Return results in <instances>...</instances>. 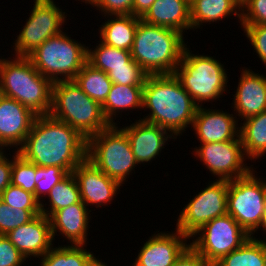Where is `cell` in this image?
Segmentation results:
<instances>
[{
    "instance_id": "44dd1931",
    "label": "cell",
    "mask_w": 266,
    "mask_h": 266,
    "mask_svg": "<svg viewBox=\"0 0 266 266\" xmlns=\"http://www.w3.org/2000/svg\"><path fill=\"white\" fill-rule=\"evenodd\" d=\"M90 212L82 201L55 211L49 217L53 240L59 232L71 245H86Z\"/></svg>"
},
{
    "instance_id": "9c48e42d",
    "label": "cell",
    "mask_w": 266,
    "mask_h": 266,
    "mask_svg": "<svg viewBox=\"0 0 266 266\" xmlns=\"http://www.w3.org/2000/svg\"><path fill=\"white\" fill-rule=\"evenodd\" d=\"M248 175L229 181L227 213L250 235H255L266 207V180Z\"/></svg>"
},
{
    "instance_id": "ab89813d",
    "label": "cell",
    "mask_w": 266,
    "mask_h": 266,
    "mask_svg": "<svg viewBox=\"0 0 266 266\" xmlns=\"http://www.w3.org/2000/svg\"><path fill=\"white\" fill-rule=\"evenodd\" d=\"M26 260L6 235H0V266H22Z\"/></svg>"
},
{
    "instance_id": "7c38bea8",
    "label": "cell",
    "mask_w": 266,
    "mask_h": 266,
    "mask_svg": "<svg viewBox=\"0 0 266 266\" xmlns=\"http://www.w3.org/2000/svg\"><path fill=\"white\" fill-rule=\"evenodd\" d=\"M31 15L14 41V54L27 56L44 41L63 31L67 20L63 10L53 0H34Z\"/></svg>"
},
{
    "instance_id": "277c9868",
    "label": "cell",
    "mask_w": 266,
    "mask_h": 266,
    "mask_svg": "<svg viewBox=\"0 0 266 266\" xmlns=\"http://www.w3.org/2000/svg\"><path fill=\"white\" fill-rule=\"evenodd\" d=\"M0 58L1 94L17 100L37 115L51 109L53 82L40 74L27 56Z\"/></svg>"
},
{
    "instance_id": "ee69618b",
    "label": "cell",
    "mask_w": 266,
    "mask_h": 266,
    "mask_svg": "<svg viewBox=\"0 0 266 266\" xmlns=\"http://www.w3.org/2000/svg\"><path fill=\"white\" fill-rule=\"evenodd\" d=\"M259 228L261 229V228H263L262 230L263 231H265V233H266V207H265V210H264V212H263V215H262V219H261V222H260V224H259V226H258V230H259ZM252 239H254V240H257V241H259V242H263V243H265L266 244V238L264 237V239L262 240V239H259V238H255V236H250ZM259 239V240H258Z\"/></svg>"
},
{
    "instance_id": "cb8c5ba5",
    "label": "cell",
    "mask_w": 266,
    "mask_h": 266,
    "mask_svg": "<svg viewBox=\"0 0 266 266\" xmlns=\"http://www.w3.org/2000/svg\"><path fill=\"white\" fill-rule=\"evenodd\" d=\"M142 101L143 86L113 83L105 102L102 104V110L110 124H117L114 118L118 117L120 112L122 114L123 110L141 109Z\"/></svg>"
},
{
    "instance_id": "8d00e7d4",
    "label": "cell",
    "mask_w": 266,
    "mask_h": 266,
    "mask_svg": "<svg viewBox=\"0 0 266 266\" xmlns=\"http://www.w3.org/2000/svg\"><path fill=\"white\" fill-rule=\"evenodd\" d=\"M86 4L95 6L105 16L133 14L134 0H81Z\"/></svg>"
},
{
    "instance_id": "603a6c76",
    "label": "cell",
    "mask_w": 266,
    "mask_h": 266,
    "mask_svg": "<svg viewBox=\"0 0 266 266\" xmlns=\"http://www.w3.org/2000/svg\"><path fill=\"white\" fill-rule=\"evenodd\" d=\"M115 16V17H114ZM107 21L99 27L101 42L109 46L130 51L139 17L131 15H107Z\"/></svg>"
},
{
    "instance_id": "5bb4252c",
    "label": "cell",
    "mask_w": 266,
    "mask_h": 266,
    "mask_svg": "<svg viewBox=\"0 0 266 266\" xmlns=\"http://www.w3.org/2000/svg\"><path fill=\"white\" fill-rule=\"evenodd\" d=\"M72 173L78 183L81 201L86 206L95 205L96 208H99L108 205L118 194L117 191H120V186H123L108 177L87 158Z\"/></svg>"
},
{
    "instance_id": "7402d4cb",
    "label": "cell",
    "mask_w": 266,
    "mask_h": 266,
    "mask_svg": "<svg viewBox=\"0 0 266 266\" xmlns=\"http://www.w3.org/2000/svg\"><path fill=\"white\" fill-rule=\"evenodd\" d=\"M140 19L181 33L192 30L190 4L185 0H156Z\"/></svg>"
},
{
    "instance_id": "5b68a950",
    "label": "cell",
    "mask_w": 266,
    "mask_h": 266,
    "mask_svg": "<svg viewBox=\"0 0 266 266\" xmlns=\"http://www.w3.org/2000/svg\"><path fill=\"white\" fill-rule=\"evenodd\" d=\"M49 115L69 124L87 140L111 125L102 105L86 95L74 80L53 82Z\"/></svg>"
},
{
    "instance_id": "d590c367",
    "label": "cell",
    "mask_w": 266,
    "mask_h": 266,
    "mask_svg": "<svg viewBox=\"0 0 266 266\" xmlns=\"http://www.w3.org/2000/svg\"><path fill=\"white\" fill-rule=\"evenodd\" d=\"M0 200L10 205L12 208L41 210L40 202L36 199L34 194L12 184L0 194Z\"/></svg>"
},
{
    "instance_id": "74e56055",
    "label": "cell",
    "mask_w": 266,
    "mask_h": 266,
    "mask_svg": "<svg viewBox=\"0 0 266 266\" xmlns=\"http://www.w3.org/2000/svg\"><path fill=\"white\" fill-rule=\"evenodd\" d=\"M240 25L266 24V0H248L241 8Z\"/></svg>"
},
{
    "instance_id": "4316f807",
    "label": "cell",
    "mask_w": 266,
    "mask_h": 266,
    "mask_svg": "<svg viewBox=\"0 0 266 266\" xmlns=\"http://www.w3.org/2000/svg\"><path fill=\"white\" fill-rule=\"evenodd\" d=\"M86 245H64L46 252L40 259L41 266H97L101 260L84 249Z\"/></svg>"
},
{
    "instance_id": "d4e9b609",
    "label": "cell",
    "mask_w": 266,
    "mask_h": 266,
    "mask_svg": "<svg viewBox=\"0 0 266 266\" xmlns=\"http://www.w3.org/2000/svg\"><path fill=\"white\" fill-rule=\"evenodd\" d=\"M191 28H200L203 23L219 22L229 16L241 20V8L234 0H194L190 4Z\"/></svg>"
},
{
    "instance_id": "4fadbf2b",
    "label": "cell",
    "mask_w": 266,
    "mask_h": 266,
    "mask_svg": "<svg viewBox=\"0 0 266 266\" xmlns=\"http://www.w3.org/2000/svg\"><path fill=\"white\" fill-rule=\"evenodd\" d=\"M192 154H195L218 180L231 181L244 177L253 170V167L244 163L247 157L240 135L235 140L200 144L194 148Z\"/></svg>"
},
{
    "instance_id": "7a4b0ae2",
    "label": "cell",
    "mask_w": 266,
    "mask_h": 266,
    "mask_svg": "<svg viewBox=\"0 0 266 266\" xmlns=\"http://www.w3.org/2000/svg\"><path fill=\"white\" fill-rule=\"evenodd\" d=\"M198 107L175 74L149 75L143 86L142 109L150 113L140 119L177 138L193 124Z\"/></svg>"
},
{
    "instance_id": "ac0fdd59",
    "label": "cell",
    "mask_w": 266,
    "mask_h": 266,
    "mask_svg": "<svg viewBox=\"0 0 266 266\" xmlns=\"http://www.w3.org/2000/svg\"><path fill=\"white\" fill-rule=\"evenodd\" d=\"M6 236L27 259L32 256L40 259L53 247L54 242L50 219L42 213Z\"/></svg>"
},
{
    "instance_id": "836d02e7",
    "label": "cell",
    "mask_w": 266,
    "mask_h": 266,
    "mask_svg": "<svg viewBox=\"0 0 266 266\" xmlns=\"http://www.w3.org/2000/svg\"><path fill=\"white\" fill-rule=\"evenodd\" d=\"M68 173L58 166L39 167L36 165L35 176V197L41 203L44 197H47L50 190L62 181ZM42 199V200H41Z\"/></svg>"
},
{
    "instance_id": "e575fe53",
    "label": "cell",
    "mask_w": 266,
    "mask_h": 266,
    "mask_svg": "<svg viewBox=\"0 0 266 266\" xmlns=\"http://www.w3.org/2000/svg\"><path fill=\"white\" fill-rule=\"evenodd\" d=\"M107 75L112 83L129 86H144L149 76L134 60L127 67L113 68Z\"/></svg>"
},
{
    "instance_id": "d6986e66",
    "label": "cell",
    "mask_w": 266,
    "mask_h": 266,
    "mask_svg": "<svg viewBox=\"0 0 266 266\" xmlns=\"http://www.w3.org/2000/svg\"><path fill=\"white\" fill-rule=\"evenodd\" d=\"M130 142L132 152L138 164L154 160L162 151L168 139H176L166 129L137 120L129 126L122 127Z\"/></svg>"
},
{
    "instance_id": "6da1fadb",
    "label": "cell",
    "mask_w": 266,
    "mask_h": 266,
    "mask_svg": "<svg viewBox=\"0 0 266 266\" xmlns=\"http://www.w3.org/2000/svg\"><path fill=\"white\" fill-rule=\"evenodd\" d=\"M17 151L39 167L58 166L69 174L87 158V139L49 114L38 115Z\"/></svg>"
},
{
    "instance_id": "e0dca14e",
    "label": "cell",
    "mask_w": 266,
    "mask_h": 266,
    "mask_svg": "<svg viewBox=\"0 0 266 266\" xmlns=\"http://www.w3.org/2000/svg\"><path fill=\"white\" fill-rule=\"evenodd\" d=\"M228 112L199 106L192 128L201 144L235 140L239 136L238 118Z\"/></svg>"
},
{
    "instance_id": "ba28073f",
    "label": "cell",
    "mask_w": 266,
    "mask_h": 266,
    "mask_svg": "<svg viewBox=\"0 0 266 266\" xmlns=\"http://www.w3.org/2000/svg\"><path fill=\"white\" fill-rule=\"evenodd\" d=\"M117 125L111 124L87 140V159L122 185L138 163L126 132Z\"/></svg>"
},
{
    "instance_id": "83f0119b",
    "label": "cell",
    "mask_w": 266,
    "mask_h": 266,
    "mask_svg": "<svg viewBox=\"0 0 266 266\" xmlns=\"http://www.w3.org/2000/svg\"><path fill=\"white\" fill-rule=\"evenodd\" d=\"M73 80L86 95L101 105L105 102L113 84L107 73L94 68L88 62Z\"/></svg>"
},
{
    "instance_id": "4dcf8cb0",
    "label": "cell",
    "mask_w": 266,
    "mask_h": 266,
    "mask_svg": "<svg viewBox=\"0 0 266 266\" xmlns=\"http://www.w3.org/2000/svg\"><path fill=\"white\" fill-rule=\"evenodd\" d=\"M213 266H266V244L250 237Z\"/></svg>"
},
{
    "instance_id": "8992f818",
    "label": "cell",
    "mask_w": 266,
    "mask_h": 266,
    "mask_svg": "<svg viewBox=\"0 0 266 266\" xmlns=\"http://www.w3.org/2000/svg\"><path fill=\"white\" fill-rule=\"evenodd\" d=\"M174 74L198 106L219 100L228 88L224 65L212 56L192 54L187 46Z\"/></svg>"
},
{
    "instance_id": "f35d334b",
    "label": "cell",
    "mask_w": 266,
    "mask_h": 266,
    "mask_svg": "<svg viewBox=\"0 0 266 266\" xmlns=\"http://www.w3.org/2000/svg\"><path fill=\"white\" fill-rule=\"evenodd\" d=\"M245 36L250 41L255 52L266 67V24L260 25H241Z\"/></svg>"
},
{
    "instance_id": "3957f363",
    "label": "cell",
    "mask_w": 266,
    "mask_h": 266,
    "mask_svg": "<svg viewBox=\"0 0 266 266\" xmlns=\"http://www.w3.org/2000/svg\"><path fill=\"white\" fill-rule=\"evenodd\" d=\"M186 46L183 33L139 18L130 54L149 75L174 74Z\"/></svg>"
},
{
    "instance_id": "60d3db41",
    "label": "cell",
    "mask_w": 266,
    "mask_h": 266,
    "mask_svg": "<svg viewBox=\"0 0 266 266\" xmlns=\"http://www.w3.org/2000/svg\"><path fill=\"white\" fill-rule=\"evenodd\" d=\"M0 151V194L11 184V170L13 166V158Z\"/></svg>"
},
{
    "instance_id": "d6a6232c",
    "label": "cell",
    "mask_w": 266,
    "mask_h": 266,
    "mask_svg": "<svg viewBox=\"0 0 266 266\" xmlns=\"http://www.w3.org/2000/svg\"><path fill=\"white\" fill-rule=\"evenodd\" d=\"M39 214H41V210L12 208L0 200V235H6L18 226L28 223Z\"/></svg>"
},
{
    "instance_id": "f1b7e54d",
    "label": "cell",
    "mask_w": 266,
    "mask_h": 266,
    "mask_svg": "<svg viewBox=\"0 0 266 266\" xmlns=\"http://www.w3.org/2000/svg\"><path fill=\"white\" fill-rule=\"evenodd\" d=\"M95 49L87 47V62L94 68L108 73L113 68L127 67L134 59L130 51L109 46L97 41Z\"/></svg>"
},
{
    "instance_id": "7dc6e473",
    "label": "cell",
    "mask_w": 266,
    "mask_h": 266,
    "mask_svg": "<svg viewBox=\"0 0 266 266\" xmlns=\"http://www.w3.org/2000/svg\"><path fill=\"white\" fill-rule=\"evenodd\" d=\"M185 1L191 4L194 0H185Z\"/></svg>"
},
{
    "instance_id": "1f68e13d",
    "label": "cell",
    "mask_w": 266,
    "mask_h": 266,
    "mask_svg": "<svg viewBox=\"0 0 266 266\" xmlns=\"http://www.w3.org/2000/svg\"><path fill=\"white\" fill-rule=\"evenodd\" d=\"M13 155L11 184L35 195L36 165L24 159L16 149Z\"/></svg>"
},
{
    "instance_id": "7bdbcfd3",
    "label": "cell",
    "mask_w": 266,
    "mask_h": 266,
    "mask_svg": "<svg viewBox=\"0 0 266 266\" xmlns=\"http://www.w3.org/2000/svg\"><path fill=\"white\" fill-rule=\"evenodd\" d=\"M156 0H134L133 15L141 18Z\"/></svg>"
},
{
    "instance_id": "ffe728a7",
    "label": "cell",
    "mask_w": 266,
    "mask_h": 266,
    "mask_svg": "<svg viewBox=\"0 0 266 266\" xmlns=\"http://www.w3.org/2000/svg\"><path fill=\"white\" fill-rule=\"evenodd\" d=\"M232 103L241 121L266 111V76L243 67Z\"/></svg>"
},
{
    "instance_id": "8fae6325",
    "label": "cell",
    "mask_w": 266,
    "mask_h": 266,
    "mask_svg": "<svg viewBox=\"0 0 266 266\" xmlns=\"http://www.w3.org/2000/svg\"><path fill=\"white\" fill-rule=\"evenodd\" d=\"M193 196L178 215L176 229L191 238L206 223L227 214L229 180H214Z\"/></svg>"
},
{
    "instance_id": "bcb514c9",
    "label": "cell",
    "mask_w": 266,
    "mask_h": 266,
    "mask_svg": "<svg viewBox=\"0 0 266 266\" xmlns=\"http://www.w3.org/2000/svg\"><path fill=\"white\" fill-rule=\"evenodd\" d=\"M106 264L107 263L101 261L97 266H107Z\"/></svg>"
},
{
    "instance_id": "b9f144b4",
    "label": "cell",
    "mask_w": 266,
    "mask_h": 266,
    "mask_svg": "<svg viewBox=\"0 0 266 266\" xmlns=\"http://www.w3.org/2000/svg\"><path fill=\"white\" fill-rule=\"evenodd\" d=\"M173 266H210L204 258L189 246Z\"/></svg>"
},
{
    "instance_id": "2e32d148",
    "label": "cell",
    "mask_w": 266,
    "mask_h": 266,
    "mask_svg": "<svg viewBox=\"0 0 266 266\" xmlns=\"http://www.w3.org/2000/svg\"><path fill=\"white\" fill-rule=\"evenodd\" d=\"M188 239L177 229L172 233L155 232L139 250L132 266H173L190 246Z\"/></svg>"
},
{
    "instance_id": "f6af8a7d",
    "label": "cell",
    "mask_w": 266,
    "mask_h": 266,
    "mask_svg": "<svg viewBox=\"0 0 266 266\" xmlns=\"http://www.w3.org/2000/svg\"><path fill=\"white\" fill-rule=\"evenodd\" d=\"M237 4H238V6L240 7V8H242L243 6H244V4L248 1V0H234Z\"/></svg>"
},
{
    "instance_id": "52a82bcc",
    "label": "cell",
    "mask_w": 266,
    "mask_h": 266,
    "mask_svg": "<svg viewBox=\"0 0 266 266\" xmlns=\"http://www.w3.org/2000/svg\"><path fill=\"white\" fill-rule=\"evenodd\" d=\"M61 32L27 55L35 69L52 82L73 80L87 62V46Z\"/></svg>"
},
{
    "instance_id": "484cf974",
    "label": "cell",
    "mask_w": 266,
    "mask_h": 266,
    "mask_svg": "<svg viewBox=\"0 0 266 266\" xmlns=\"http://www.w3.org/2000/svg\"><path fill=\"white\" fill-rule=\"evenodd\" d=\"M240 138L247 159L257 160L266 153V111L244 120Z\"/></svg>"
},
{
    "instance_id": "30bf717a",
    "label": "cell",
    "mask_w": 266,
    "mask_h": 266,
    "mask_svg": "<svg viewBox=\"0 0 266 266\" xmlns=\"http://www.w3.org/2000/svg\"><path fill=\"white\" fill-rule=\"evenodd\" d=\"M249 238L250 235L227 213L212 219L195 232L190 246L213 266L222 257L241 247Z\"/></svg>"
},
{
    "instance_id": "f546056e",
    "label": "cell",
    "mask_w": 266,
    "mask_h": 266,
    "mask_svg": "<svg viewBox=\"0 0 266 266\" xmlns=\"http://www.w3.org/2000/svg\"><path fill=\"white\" fill-rule=\"evenodd\" d=\"M47 199L49 200V205L41 202L40 206L41 213L48 218L57 210L79 203L81 201L80 191L73 173H69L62 181L54 186L50 190ZM44 205H48V208L46 206L44 208Z\"/></svg>"
},
{
    "instance_id": "9a60e30c",
    "label": "cell",
    "mask_w": 266,
    "mask_h": 266,
    "mask_svg": "<svg viewBox=\"0 0 266 266\" xmlns=\"http://www.w3.org/2000/svg\"><path fill=\"white\" fill-rule=\"evenodd\" d=\"M38 115L17 100L0 96V149L24 143ZM19 146V147H18Z\"/></svg>"
}]
</instances>
